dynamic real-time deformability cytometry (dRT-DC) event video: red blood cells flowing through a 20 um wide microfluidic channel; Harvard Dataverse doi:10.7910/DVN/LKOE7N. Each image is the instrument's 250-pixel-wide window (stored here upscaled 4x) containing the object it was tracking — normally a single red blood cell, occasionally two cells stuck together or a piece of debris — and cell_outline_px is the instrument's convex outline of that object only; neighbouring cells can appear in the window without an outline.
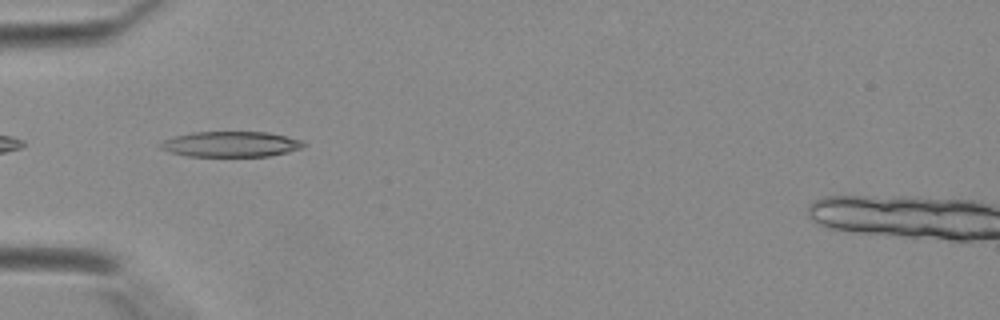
{"species": "Egyptian fruit bat (a non-hibernating species)", "species_latin": "Rousettus aegyptiacus", "temperature_condition": "warm", "stored_images_in_passage": 35, "camera_frame_rate_fps": 3000, "um_per_image_px": 0.085, "animal": {"sex": "female"}, "frame": {"image": 1, "passage_image": 8, "time_ms": 2.333, "image_size_px": [1000, 320], "cell_outline_px": [[308, 144], [304, 148], [288, 152], [268, 156], [188, 156], [172, 152], [160, 148], [160, 144], [164, 140], [176, 136], [192, 132], [268, 132], [300, 140]], "centroid_in_image_um": [19.67, 12.25], "position_along_channel_um": 65.3, "area_um2": 21.1}}
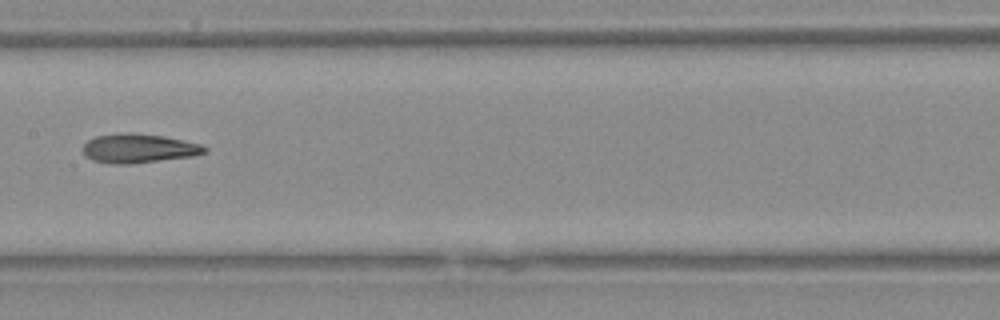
{"frame": {"image": 2, "passage_image": 16, "time_ms": 5.0, "image_size_px": [1000, 320], "cell_outline_px": [[208, 152], [192, 156], [132, 164], [112, 164], [92, 160], [84, 152], [84, 144], [88, 140], [96, 136], [120, 132], [132, 132], [164, 136], [200, 144], [208, 148]], "centroid_in_image_um": [11.8, 12.6], "position_along_channel_um": 195.6, "area_um2": 20.69}}
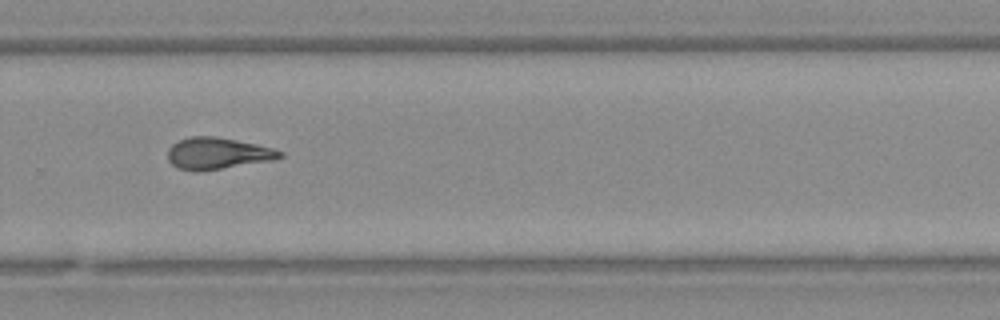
{"frame": {"image": 3, "passage_image": 23, "time_ms": 7.333, "image_size_px": [1000, 320], "cell_outline_px": [[284, 156], [272, 160], [200, 172], [192, 172], [180, 168], [172, 164], [168, 160], [168, 148], [172, 144], [188, 136], [216, 136], [256, 144], [272, 148], [284, 152]], "centroid_in_image_um": [18.47, 13.04], "position_along_channel_um": 311.3, "area_um2": 20.75}}